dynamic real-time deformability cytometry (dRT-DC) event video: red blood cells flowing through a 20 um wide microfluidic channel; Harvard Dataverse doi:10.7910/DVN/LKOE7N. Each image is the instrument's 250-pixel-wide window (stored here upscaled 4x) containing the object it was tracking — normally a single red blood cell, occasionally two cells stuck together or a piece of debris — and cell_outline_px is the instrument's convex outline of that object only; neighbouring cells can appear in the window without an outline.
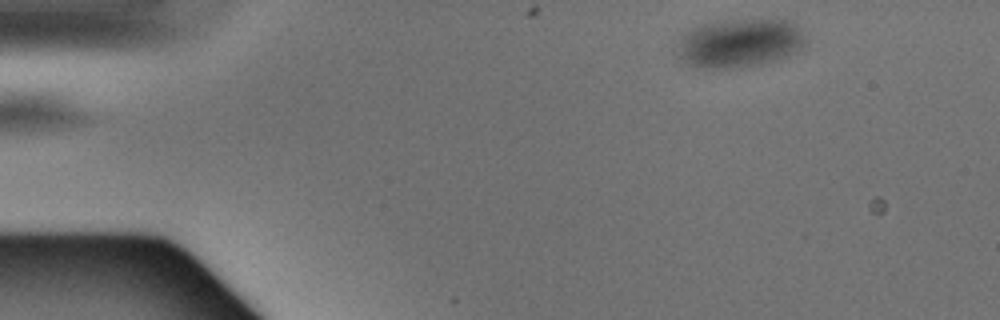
{"species": "Egyptian fruit bat (a non-hibernating species)", "species_latin": "Rousettus aegyptiacus", "temperature_condition": "warm", "stored_images_in_passage": 2, "camera_frame_rate_fps": 3000, "um_per_image_px": 0.085, "animal": {"sex": "male"}, "frame": {"image": 1, "passage_image": 2, "time_ms": 0.333, "image_size_px": [1000, 320], "cell_outline_px": [[804, 44], [800, 52], [780, 60], [740, 68], [700, 68], [684, 60], [680, 56], [680, 44], [684, 36], [696, 28], [704, 24], [732, 20], [792, 20], [796, 24], [804, 36]], "centroid_in_image_um": [63.0, 3.68], "position_along_channel_um": 22.0, "area_um2": 35.78}}